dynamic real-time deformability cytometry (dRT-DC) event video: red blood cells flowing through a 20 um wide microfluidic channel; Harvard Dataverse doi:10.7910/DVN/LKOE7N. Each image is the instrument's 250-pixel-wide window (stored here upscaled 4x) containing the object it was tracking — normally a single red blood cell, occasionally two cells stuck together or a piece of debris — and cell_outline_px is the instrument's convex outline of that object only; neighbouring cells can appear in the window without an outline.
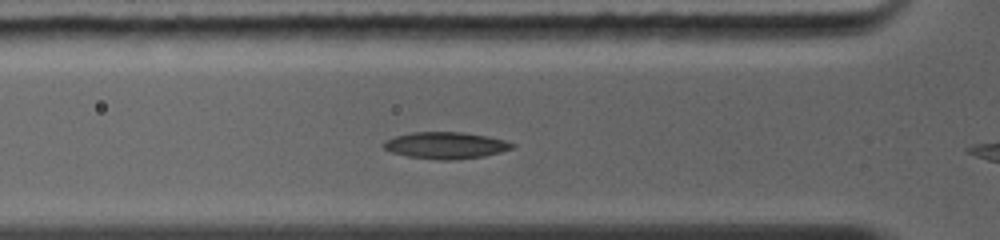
{"species": "common noctule bat (a hibernating species)", "species_latin": "Nyctalus noctula", "temperature_condition": "warm", "stored_images_in_passage": 8, "camera_frame_rate_fps": 5000, "um_per_image_px": 0.085, "animal": {"sex": "female", "body_mass_g": 19.0, "forearm_length_mm": 56.7}, "frame": {"image": 1, "passage_image": 5, "time_ms": 1.8, "image_size_px": [1000, 240], "cell_outline_px": [[516, 144], [512, 148], [500, 152], [484, 156], [456, 160], [440, 160], [408, 156], [392, 152], [384, 148], [380, 144], [384, 140], [396, 136], [412, 132], [464, 132], [488, 136], [504, 140]], "centroid_in_image_um": [37.87, 12.35], "position_along_channel_um": 87.9, "area_um2": 20.06}}
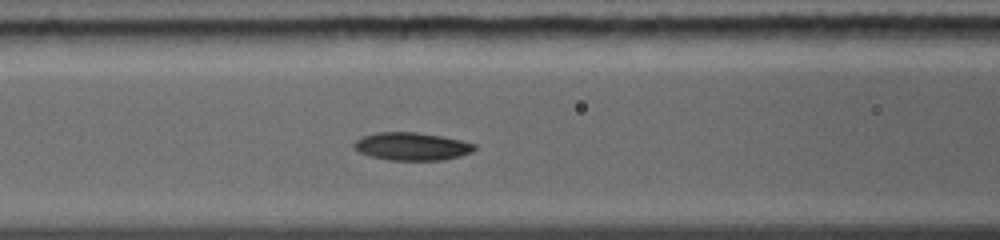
{"frame": {"image": 2, "passage_image": 7, "time_ms": 2.8, "image_size_px": [1000, 240], "cell_outline_px": [[476, 148], [472, 152], [460, 156], [444, 160], [388, 160], [372, 156], [360, 152], [352, 148], [352, 144], [360, 136], [376, 132], [416, 132], [440, 136], [460, 140], [476, 144]], "centroid_in_image_um": [34.97, 12.44], "position_along_channel_um": 131.6, "area_um2": 19.65}}